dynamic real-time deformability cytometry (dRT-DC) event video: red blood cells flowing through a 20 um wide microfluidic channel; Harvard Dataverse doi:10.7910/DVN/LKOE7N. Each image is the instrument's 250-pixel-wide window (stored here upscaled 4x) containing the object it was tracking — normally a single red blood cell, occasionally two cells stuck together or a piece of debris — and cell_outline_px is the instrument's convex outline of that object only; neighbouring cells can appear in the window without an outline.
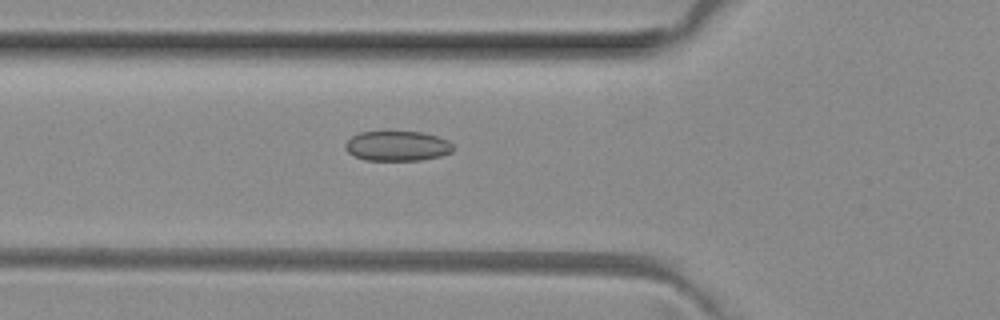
{"species": "common noctule bat (a hibernating species)", "species_latin": "Nyctalus noctula", "temperature_condition": "room temperature", "stored_images_in_passage": 52, "segment_of_instrument_passage": [1, 2], "camera_frame_rate_fps": 3000, "um_per_image_px": 0.085, "animal": {"sex": "female", "body_mass_g": 29.2, "forearm_length_mm": 56.3}, "frame": {"image": 1, "passage_image": 18, "time_ms": 5.667, "image_size_px": [1000, 320], "cell_outline_px": [[452, 152], [440, 156], [420, 160], [364, 160], [352, 156], [344, 148], [344, 144], [352, 136], [360, 132], [424, 132], [448, 140], [452, 144]], "centroid_in_image_um": [33.74, 12.41], "position_along_channel_um": 92.1, "area_um2": 18.84}}
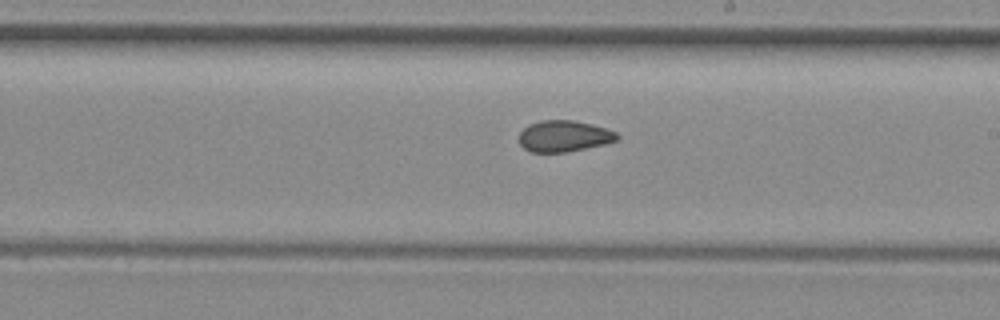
{"frame": {"image": 2, "passage_image": 29, "time_ms": 9.333, "image_size_px": [1000, 320], "cell_outline_px": [[620, 136], [616, 140], [604, 144], [568, 152], [532, 152], [524, 148], [520, 144], [520, 132], [528, 124], [540, 120], [572, 120], [608, 128], [616, 132]], "centroid_in_image_um": [47.94, 11.56], "position_along_channel_um": 241.1, "area_um2": 17.86}}
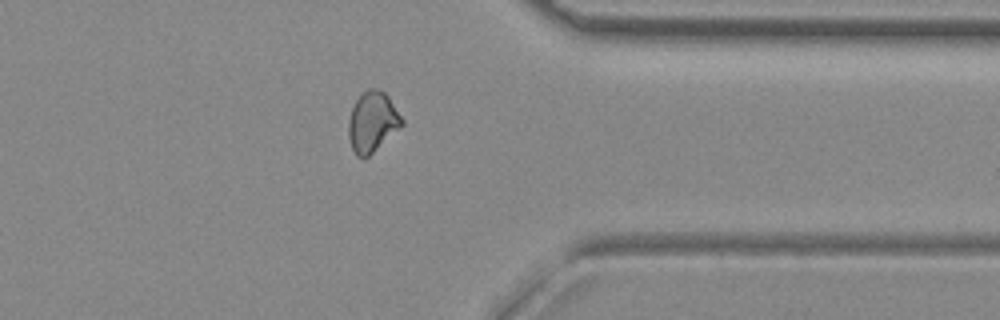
{"frame": {"image": 3, "passage_image": 40, "time_ms": 13.0, "image_size_px": [1000, 320], "cell_outline_px": [[404, 124], [400, 128], [368, 156], [356, 156], [352, 148], [348, 136], [348, 120], [352, 108], [360, 92], [368, 88], [376, 88], [384, 92], [388, 96], [404, 120]], "centroid_in_image_um": [31.65, 10.32], "position_along_channel_um": 379.8, "area_um2": 18.73}}